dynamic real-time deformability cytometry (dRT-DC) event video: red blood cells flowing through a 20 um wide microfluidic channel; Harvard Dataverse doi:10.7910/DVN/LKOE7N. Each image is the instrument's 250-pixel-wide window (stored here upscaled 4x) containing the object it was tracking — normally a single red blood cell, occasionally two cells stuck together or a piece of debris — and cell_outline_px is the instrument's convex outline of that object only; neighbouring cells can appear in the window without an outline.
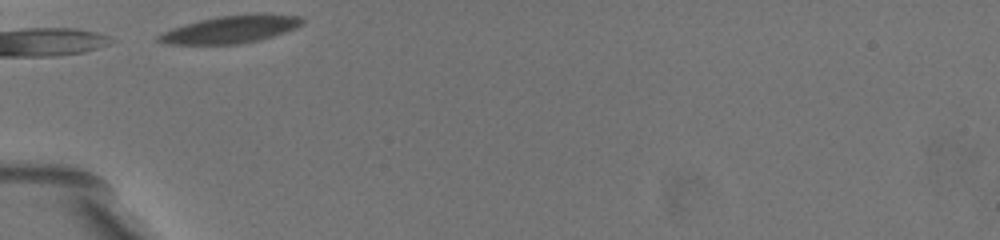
{"species": "common noctule bat (a hibernating species)", "species_latin": "Nyctalus noctula", "temperature_condition": "warm", "stored_images_in_passage": 5, "camera_frame_rate_fps": 3000, "um_per_image_px": 0.085, "animal": {"sex": "female", "body_mass_g": 19.5, "forearm_length_mm": 54.1}, "frame": {"image": 1, "passage_image": 1, "time_ms": 0.0, "image_size_px": [1000, 240], "cell_outline_px": [[304, 20], [296, 28], [260, 40], [240, 44], [168, 44], [156, 40], [156, 36], [172, 28], [200, 20], [220, 16], [256, 12], [300, 16]], "centroid_in_image_um": [19.64, 2.48], "position_along_channel_um": 65.4, "area_um2": 23.06}}